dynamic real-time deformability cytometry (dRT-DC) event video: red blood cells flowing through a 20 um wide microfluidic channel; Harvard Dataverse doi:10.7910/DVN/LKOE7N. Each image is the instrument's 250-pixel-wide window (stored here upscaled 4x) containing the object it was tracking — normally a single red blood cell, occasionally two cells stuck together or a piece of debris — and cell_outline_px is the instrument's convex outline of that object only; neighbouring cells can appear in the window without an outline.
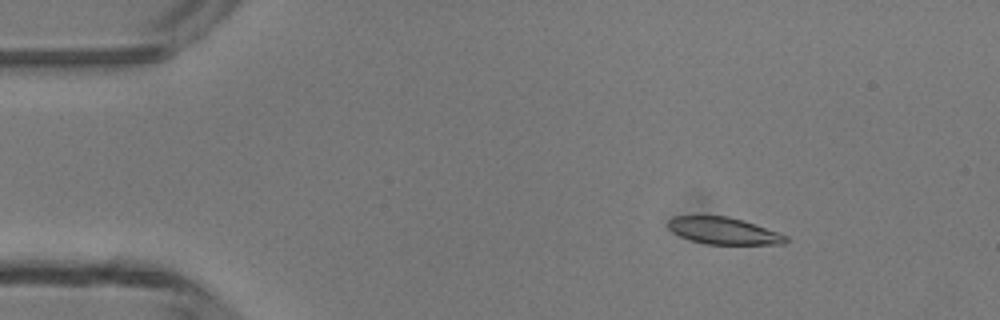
{"species": "common noctule bat (a hibernating species)", "species_latin": "Nyctalus noctula", "temperature_condition": "room temperature", "stored_images_in_passage": 4, "camera_frame_rate_fps": 3000, "um_per_image_px": 0.085, "animal": {"sex": "male", "body_mass_g": 13.3}, "frame": {"image": 1, "passage_image": 2, "time_ms": 2.0, "image_size_px": [1000, 320], "cell_outline_px": [[788, 240], [784, 244], [708, 244], [692, 240], [680, 236], [672, 232], [668, 228], [668, 220], [672, 216], [728, 216], [744, 220], [788, 236]], "centroid_in_image_um": [61.5, 19.61], "position_along_channel_um": 23.5, "area_um2": 18.38}}
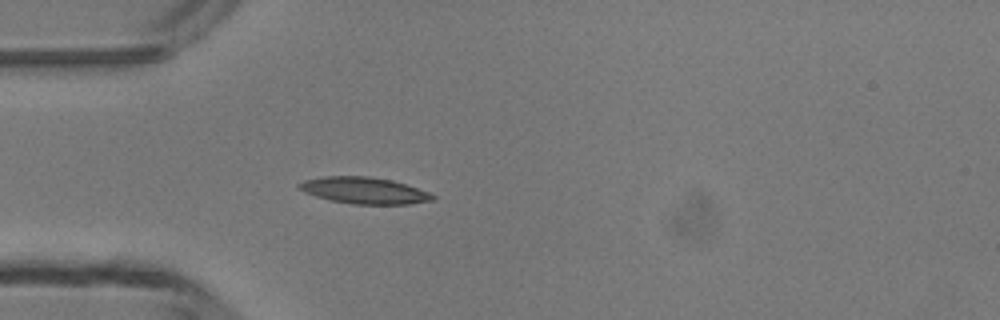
{"frame": {"image": 2, "passage_image": 4, "time_ms": 4.333, "image_size_px": [1000, 320], "cell_outline_px": [[436, 200], [408, 204], [352, 204], [332, 200], [316, 196], [304, 192], [296, 184], [304, 180], [324, 176], [368, 176], [392, 180], [428, 192], [436, 196]], "centroid_in_image_um": [30.96, 16.19], "position_along_channel_um": 54.0, "area_um2": 20.52}}